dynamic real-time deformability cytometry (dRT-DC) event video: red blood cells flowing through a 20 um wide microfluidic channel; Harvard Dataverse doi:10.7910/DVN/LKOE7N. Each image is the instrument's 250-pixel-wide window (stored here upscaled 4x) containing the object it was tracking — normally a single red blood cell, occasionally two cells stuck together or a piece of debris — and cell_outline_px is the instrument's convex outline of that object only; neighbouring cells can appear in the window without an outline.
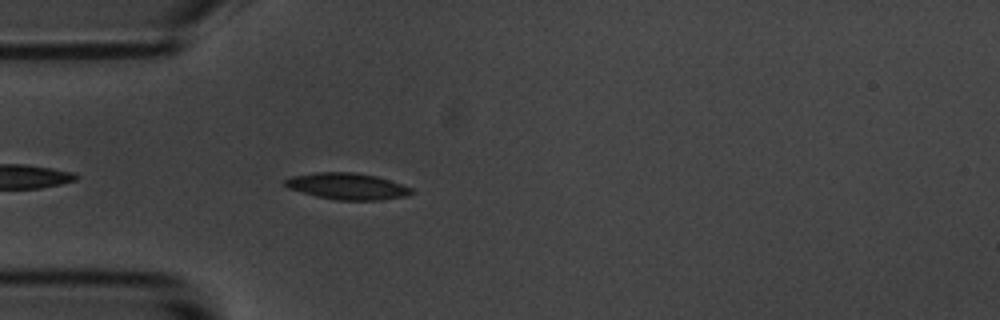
{"species": "common noctule bat (a hibernating species)", "species_latin": "Nyctalus noctula", "temperature_condition": "room temperature", "stored_images_in_passage": 25, "camera_frame_rate_fps": 3000, "um_per_image_px": 0.085, "animal": {"sex": "male", "body_mass_g": 20.1, "forearm_length_mm": 53.5}, "frame": {"image": 1, "passage_image": 4, "time_ms": 1.0, "image_size_px": [1000, 320], "cell_outline_px": [[416, 192], [408, 196], [380, 200], [336, 200], [316, 196], [288, 188], [284, 184], [284, 180], [292, 176], [316, 172], [356, 172], [376, 176], [412, 188]], "centroid_in_image_um": [29.53, 15.83], "position_along_channel_um": 55.5, "area_um2": 19.54}}
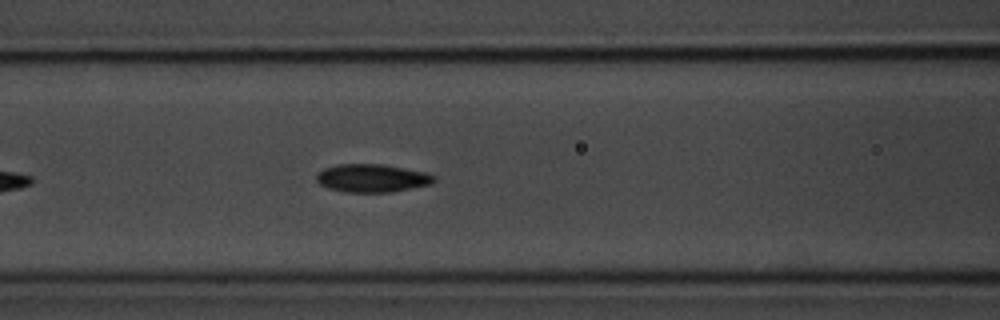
{"frame": {"image": 2, "passage_image": 11, "time_ms": 3.333, "image_size_px": [1000, 320], "cell_outline_px": [[436, 180], [432, 184], [392, 192], [344, 192], [328, 188], [320, 184], [316, 180], [316, 176], [324, 168], [336, 164], [384, 164], [428, 172], [436, 176]], "centroid_in_image_um": [31.67, 15.14], "position_along_channel_um": 134.9, "area_um2": 19.48}}
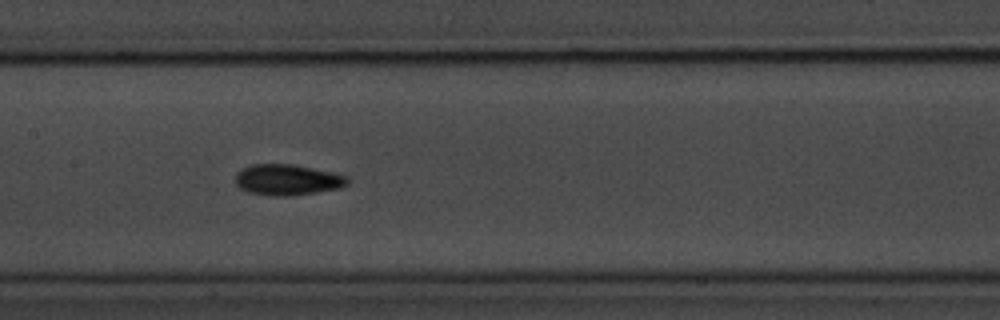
{"frame": {"image": 3, "passage_image": 15, "time_ms": 4.667, "image_size_px": [1000, 320], "cell_outline_px": [[348, 184], [340, 188], [292, 196], [272, 196], [248, 192], [240, 188], [236, 184], [236, 172], [252, 164], [292, 164], [348, 176]], "centroid_in_image_um": [24.41, 15.29], "position_along_channel_um": 183.0, "area_um2": 20.06}}